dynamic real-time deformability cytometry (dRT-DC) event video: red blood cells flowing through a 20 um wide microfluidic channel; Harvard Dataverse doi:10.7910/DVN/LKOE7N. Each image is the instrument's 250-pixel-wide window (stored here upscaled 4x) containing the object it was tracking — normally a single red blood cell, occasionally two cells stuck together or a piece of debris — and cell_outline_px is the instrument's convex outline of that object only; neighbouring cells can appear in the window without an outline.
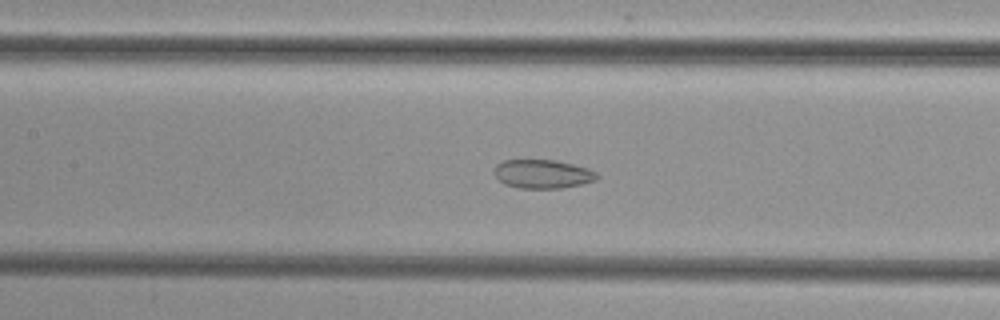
{"species": "common noctule bat (a hibernating species)", "species_latin": "Nyctalus noctula", "temperature_condition": "cold", "stored_images_in_passage": 53, "camera_frame_rate_fps": 3000, "um_per_image_px": 0.085, "animal": {"sex": "female", "body_mass_g": 29.2, "forearm_length_mm": 56.3}, "frame": {"image": 1, "passage_image": 24, "time_ms": 7.667, "image_size_px": [1000, 320], "cell_outline_px": [[600, 176], [596, 180], [584, 184], [560, 188], [520, 188], [504, 184], [496, 176], [496, 164], [504, 160], [556, 160], [588, 168], [596, 172]], "centroid_in_image_um": [46.17, 14.79], "position_along_channel_um": 161.2, "area_um2": 17.17}}
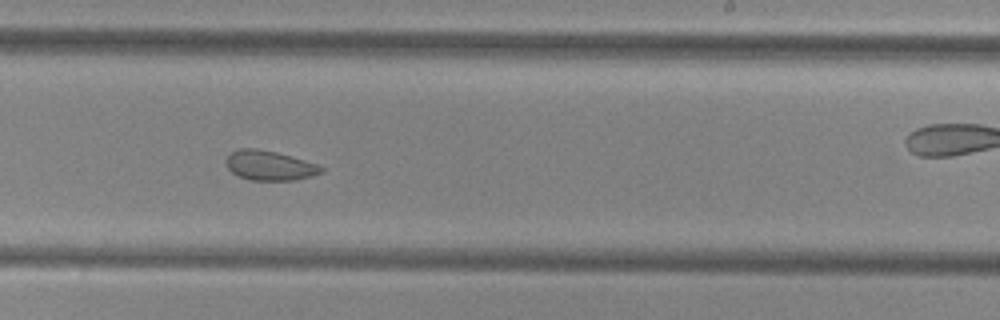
{"frame": {"image": 2, "passage_image": 32, "time_ms": 10.333, "image_size_px": [1000, 320], "cell_outline_px": [[324, 172], [312, 176], [296, 180], [252, 180], [240, 176], [232, 172], [228, 168], [224, 160], [232, 152], [240, 148], [256, 148], [276, 152], [304, 160], [316, 164], [324, 168]], "centroid_in_image_um": [22.92, 14.07], "position_along_channel_um": 266.1, "area_um2": 16.36}}
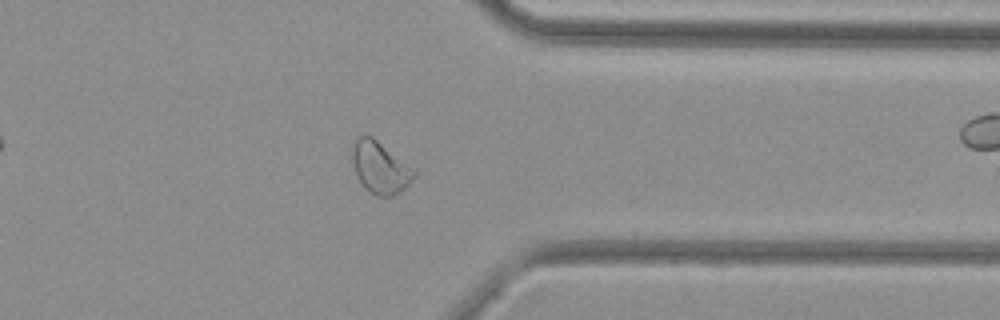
{"frame": {"image": 3, "passage_image": 41, "time_ms": 13.333, "image_size_px": [1000, 320], "cell_outline_px": [[416, 176], [400, 192], [392, 196], [376, 196], [364, 188], [356, 176], [352, 156], [352, 148], [356, 136], [372, 136], [416, 168]], "centroid_in_image_um": [32.33, 14.23], "position_along_channel_um": 379.1, "area_um2": 18.96}}